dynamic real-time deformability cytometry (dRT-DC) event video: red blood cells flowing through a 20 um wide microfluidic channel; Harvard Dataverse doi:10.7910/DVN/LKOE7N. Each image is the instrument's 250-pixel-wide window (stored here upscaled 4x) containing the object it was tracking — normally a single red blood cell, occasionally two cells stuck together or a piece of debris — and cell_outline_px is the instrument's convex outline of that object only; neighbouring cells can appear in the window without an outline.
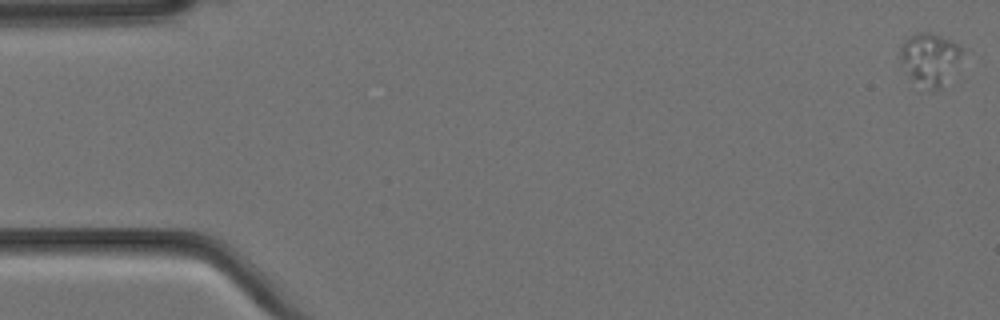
{"species": "Egyptian fruit bat (a non-hibernating species)", "species_latin": "Rousettus aegyptiacus", "temperature_condition": "cold", "stored_images_in_passage": 5, "camera_frame_rate_fps": 3000, "um_per_image_px": 0.085, "animal": {"sex": "female"}, "frame": {"image": 1, "passage_image": 1, "time_ms": 0.0, "image_size_px": [1000, 320], "cell_outline_px": [[964, 48], [940, 88], [936, 92], [932, 92], [912, 76], [908, 72], [900, 52], [900, 48], [904, 40], [908, 36], [916, 32], [932, 32], [952, 40]], "centroid_in_image_um": [79.03, 4.92], "position_along_channel_um": 6.0, "area_um2": 17.86}}
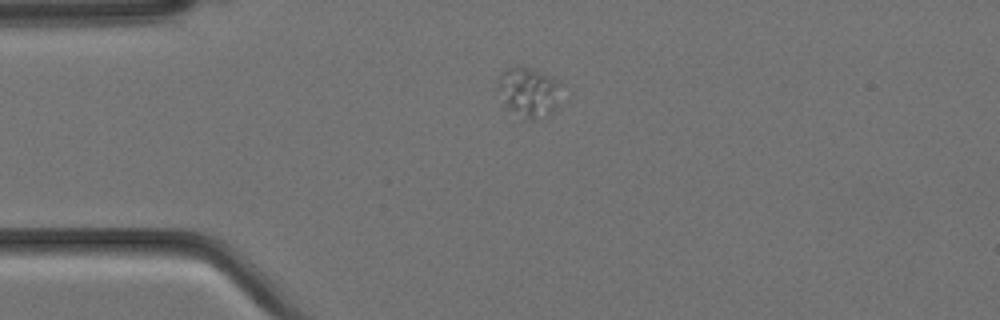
{"frame": {"image": 2, "passage_image": 4, "time_ms": 1.0, "image_size_px": [1000, 320], "cell_outline_px": [[564, 92], [556, 112], [548, 116], [524, 120], [508, 108], [504, 104], [496, 88], [500, 72], [504, 68], [520, 64], [540, 72], [564, 84]], "centroid_in_image_um": [44.99, 7.82], "position_along_channel_um": 40.0, "area_um2": 19.42}}